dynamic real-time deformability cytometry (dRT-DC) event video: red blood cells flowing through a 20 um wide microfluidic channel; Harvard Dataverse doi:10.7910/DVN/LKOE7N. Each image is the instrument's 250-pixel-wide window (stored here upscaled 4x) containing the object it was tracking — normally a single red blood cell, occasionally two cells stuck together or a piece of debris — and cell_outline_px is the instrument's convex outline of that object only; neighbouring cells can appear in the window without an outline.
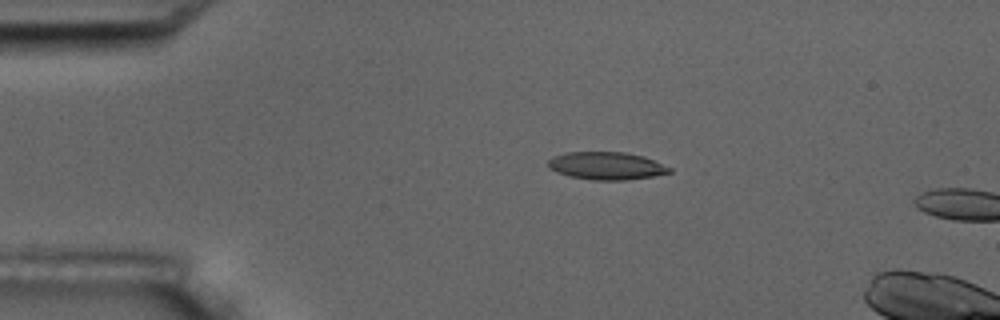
{"species": "common noctule bat (a hibernating species)", "species_latin": "Nyctalus noctula", "temperature_condition": "room temperature", "stored_images_in_passage": 3, "camera_frame_rate_fps": 3000, "um_per_image_px": 0.085, "animal": {"sex": "male", "body_mass_g": 17.5, "forearm_length_mm": 52.3}, "frame": {"image": 1, "passage_image": 2, "time_ms": 1.0, "image_size_px": [1000, 320], "cell_outline_px": [[672, 172], [652, 176], [628, 180], [592, 180], [572, 176], [556, 172], [548, 168], [548, 160], [552, 156], [564, 152], [624, 152], [644, 156], [672, 168]], "centroid_in_image_um": [51.53, 14.09], "position_along_channel_um": 33.5, "area_um2": 19.65}}